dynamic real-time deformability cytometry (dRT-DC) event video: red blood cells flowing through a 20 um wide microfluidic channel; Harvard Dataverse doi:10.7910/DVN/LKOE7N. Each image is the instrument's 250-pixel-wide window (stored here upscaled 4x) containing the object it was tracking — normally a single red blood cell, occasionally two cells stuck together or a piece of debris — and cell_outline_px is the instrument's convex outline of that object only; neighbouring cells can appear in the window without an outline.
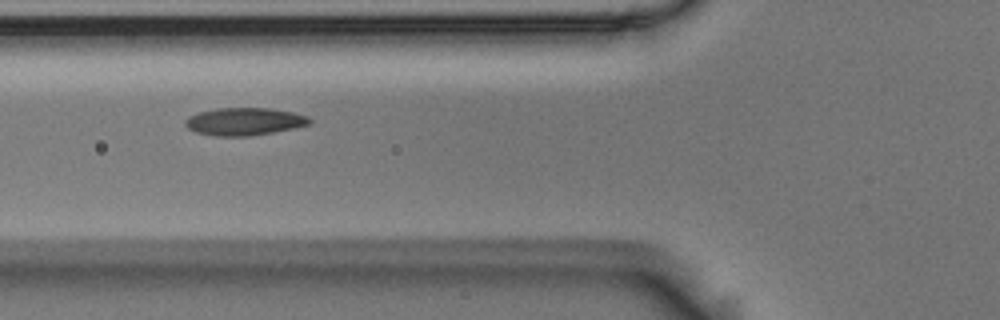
{"species": "Egyptian fruit bat (a non-hibernating species)", "species_latin": "Rousettus aegyptiacus", "temperature_condition": "room temperature", "stored_images_in_passage": 6, "camera_frame_rate_fps": 3000, "um_per_image_px": 0.085, "animal": {"sex": "male"}, "frame": {"image": 1, "passage_image": 2, "time_ms": 0.333, "image_size_px": [1000, 320], "cell_outline_px": [[312, 124], [296, 128], [248, 136], [216, 136], [196, 132], [188, 128], [184, 124], [184, 120], [188, 116], [200, 112], [216, 108], [272, 108], [292, 112], [308, 116], [312, 120]], "centroid_in_image_um": [20.79, 10.32], "position_along_channel_um": 105.0, "area_um2": 20.11}}
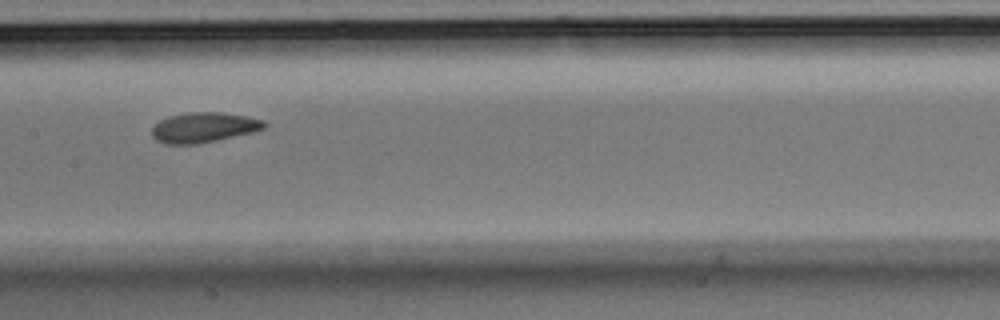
{"frame": {"image": 2, "passage_image": 4, "time_ms": 1.0, "image_size_px": [1000, 320], "cell_outline_px": [[268, 124], [264, 128], [252, 132], [196, 144], [168, 144], [156, 140], [152, 136], [152, 128], [160, 120], [168, 116], [188, 112], [220, 112], [244, 116], [264, 120]], "centroid_in_image_um": [17.3, 10.82], "position_along_channel_um": 190.1, "area_um2": 19.48}}
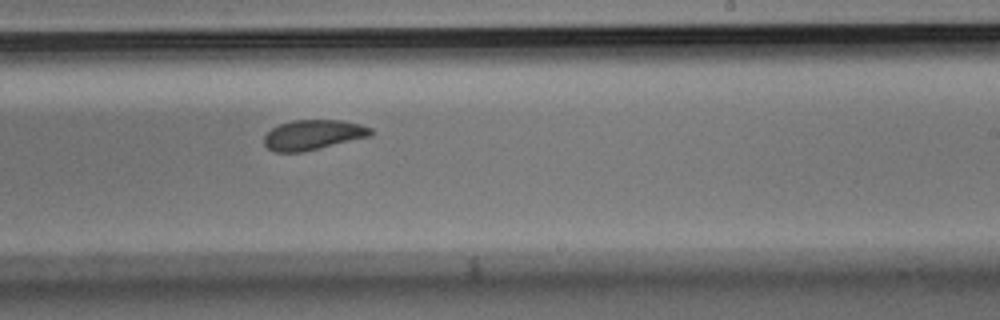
{"frame": {"image": 3, "passage_image": 6, "time_ms": 1.667, "image_size_px": [1000, 320], "cell_outline_px": [[372, 136], [304, 152], [276, 152], [268, 148], [264, 144], [264, 136], [272, 128], [280, 124], [292, 120], [340, 120], [360, 124], [372, 128]], "centroid_in_image_um": [26.63, 11.46], "position_along_channel_um": 262.4, "area_um2": 18.73}}